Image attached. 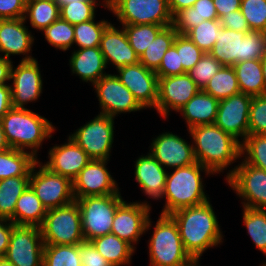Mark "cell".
Listing matches in <instances>:
<instances>
[{
  "label": "cell",
  "mask_w": 266,
  "mask_h": 266,
  "mask_svg": "<svg viewBox=\"0 0 266 266\" xmlns=\"http://www.w3.org/2000/svg\"><path fill=\"white\" fill-rule=\"evenodd\" d=\"M81 212L85 241L111 233L117 207L124 201L121 194L75 198Z\"/></svg>",
  "instance_id": "cell-8"
},
{
  "label": "cell",
  "mask_w": 266,
  "mask_h": 266,
  "mask_svg": "<svg viewBox=\"0 0 266 266\" xmlns=\"http://www.w3.org/2000/svg\"><path fill=\"white\" fill-rule=\"evenodd\" d=\"M93 86L97 94L101 114L115 118L120 113H130L144 109L134 98L131 91L120 82L116 74L107 73Z\"/></svg>",
  "instance_id": "cell-15"
},
{
  "label": "cell",
  "mask_w": 266,
  "mask_h": 266,
  "mask_svg": "<svg viewBox=\"0 0 266 266\" xmlns=\"http://www.w3.org/2000/svg\"><path fill=\"white\" fill-rule=\"evenodd\" d=\"M155 72L158 77H169L186 73L183 70L179 54L174 45L166 51L159 68Z\"/></svg>",
  "instance_id": "cell-49"
},
{
  "label": "cell",
  "mask_w": 266,
  "mask_h": 266,
  "mask_svg": "<svg viewBox=\"0 0 266 266\" xmlns=\"http://www.w3.org/2000/svg\"><path fill=\"white\" fill-rule=\"evenodd\" d=\"M60 18V6L55 1H26L24 20L29 19L37 31H44Z\"/></svg>",
  "instance_id": "cell-35"
},
{
  "label": "cell",
  "mask_w": 266,
  "mask_h": 266,
  "mask_svg": "<svg viewBox=\"0 0 266 266\" xmlns=\"http://www.w3.org/2000/svg\"><path fill=\"white\" fill-rule=\"evenodd\" d=\"M191 266H200L199 261H195Z\"/></svg>",
  "instance_id": "cell-62"
},
{
  "label": "cell",
  "mask_w": 266,
  "mask_h": 266,
  "mask_svg": "<svg viewBox=\"0 0 266 266\" xmlns=\"http://www.w3.org/2000/svg\"><path fill=\"white\" fill-rule=\"evenodd\" d=\"M219 20L223 28L240 32L251 31L247 24L246 18L243 16L240 10L225 14Z\"/></svg>",
  "instance_id": "cell-52"
},
{
  "label": "cell",
  "mask_w": 266,
  "mask_h": 266,
  "mask_svg": "<svg viewBox=\"0 0 266 266\" xmlns=\"http://www.w3.org/2000/svg\"><path fill=\"white\" fill-rule=\"evenodd\" d=\"M1 123L10 147L29 152L35 158L42 142L46 138H52L55 130L52 122L27 108L12 107L3 116Z\"/></svg>",
  "instance_id": "cell-3"
},
{
  "label": "cell",
  "mask_w": 266,
  "mask_h": 266,
  "mask_svg": "<svg viewBox=\"0 0 266 266\" xmlns=\"http://www.w3.org/2000/svg\"><path fill=\"white\" fill-rule=\"evenodd\" d=\"M35 168H39L35 170ZM30 186L46 209L68 205L75 201L70 179L51 172L38 160L30 174Z\"/></svg>",
  "instance_id": "cell-10"
},
{
  "label": "cell",
  "mask_w": 266,
  "mask_h": 266,
  "mask_svg": "<svg viewBox=\"0 0 266 266\" xmlns=\"http://www.w3.org/2000/svg\"><path fill=\"white\" fill-rule=\"evenodd\" d=\"M222 66L212 55L205 53L198 63L186 73L203 90Z\"/></svg>",
  "instance_id": "cell-46"
},
{
  "label": "cell",
  "mask_w": 266,
  "mask_h": 266,
  "mask_svg": "<svg viewBox=\"0 0 266 266\" xmlns=\"http://www.w3.org/2000/svg\"><path fill=\"white\" fill-rule=\"evenodd\" d=\"M148 241L150 266H191L195 261L184 249L176 222L159 216Z\"/></svg>",
  "instance_id": "cell-6"
},
{
  "label": "cell",
  "mask_w": 266,
  "mask_h": 266,
  "mask_svg": "<svg viewBox=\"0 0 266 266\" xmlns=\"http://www.w3.org/2000/svg\"><path fill=\"white\" fill-rule=\"evenodd\" d=\"M147 201L130 202L123 201L116 210L112 222L111 233L126 241L134 249L146 231L151 227V206Z\"/></svg>",
  "instance_id": "cell-14"
},
{
  "label": "cell",
  "mask_w": 266,
  "mask_h": 266,
  "mask_svg": "<svg viewBox=\"0 0 266 266\" xmlns=\"http://www.w3.org/2000/svg\"><path fill=\"white\" fill-rule=\"evenodd\" d=\"M179 54L180 63L185 72L192 69L205 54L187 35L177 34L173 44Z\"/></svg>",
  "instance_id": "cell-47"
},
{
  "label": "cell",
  "mask_w": 266,
  "mask_h": 266,
  "mask_svg": "<svg viewBox=\"0 0 266 266\" xmlns=\"http://www.w3.org/2000/svg\"><path fill=\"white\" fill-rule=\"evenodd\" d=\"M248 134H266V94L252 97Z\"/></svg>",
  "instance_id": "cell-48"
},
{
  "label": "cell",
  "mask_w": 266,
  "mask_h": 266,
  "mask_svg": "<svg viewBox=\"0 0 266 266\" xmlns=\"http://www.w3.org/2000/svg\"><path fill=\"white\" fill-rule=\"evenodd\" d=\"M47 42L59 50H69L74 45V25L59 18L44 31Z\"/></svg>",
  "instance_id": "cell-43"
},
{
  "label": "cell",
  "mask_w": 266,
  "mask_h": 266,
  "mask_svg": "<svg viewBox=\"0 0 266 266\" xmlns=\"http://www.w3.org/2000/svg\"><path fill=\"white\" fill-rule=\"evenodd\" d=\"M110 22L94 19L74 25V43L79 49L100 46V41Z\"/></svg>",
  "instance_id": "cell-40"
},
{
  "label": "cell",
  "mask_w": 266,
  "mask_h": 266,
  "mask_svg": "<svg viewBox=\"0 0 266 266\" xmlns=\"http://www.w3.org/2000/svg\"><path fill=\"white\" fill-rule=\"evenodd\" d=\"M260 61H261L262 73L264 77V84L266 87V54L260 59Z\"/></svg>",
  "instance_id": "cell-59"
},
{
  "label": "cell",
  "mask_w": 266,
  "mask_h": 266,
  "mask_svg": "<svg viewBox=\"0 0 266 266\" xmlns=\"http://www.w3.org/2000/svg\"><path fill=\"white\" fill-rule=\"evenodd\" d=\"M59 6L67 3H71L72 1H81V0H55ZM82 1H97V0H82Z\"/></svg>",
  "instance_id": "cell-60"
},
{
  "label": "cell",
  "mask_w": 266,
  "mask_h": 266,
  "mask_svg": "<svg viewBox=\"0 0 266 266\" xmlns=\"http://www.w3.org/2000/svg\"><path fill=\"white\" fill-rule=\"evenodd\" d=\"M44 241L40 227L15 225L5 258L14 266H43Z\"/></svg>",
  "instance_id": "cell-13"
},
{
  "label": "cell",
  "mask_w": 266,
  "mask_h": 266,
  "mask_svg": "<svg viewBox=\"0 0 266 266\" xmlns=\"http://www.w3.org/2000/svg\"><path fill=\"white\" fill-rule=\"evenodd\" d=\"M0 266H14L5 257H0Z\"/></svg>",
  "instance_id": "cell-61"
},
{
  "label": "cell",
  "mask_w": 266,
  "mask_h": 266,
  "mask_svg": "<svg viewBox=\"0 0 266 266\" xmlns=\"http://www.w3.org/2000/svg\"><path fill=\"white\" fill-rule=\"evenodd\" d=\"M12 65V60L0 58V85L8 83L6 81H11L10 76Z\"/></svg>",
  "instance_id": "cell-56"
},
{
  "label": "cell",
  "mask_w": 266,
  "mask_h": 266,
  "mask_svg": "<svg viewBox=\"0 0 266 266\" xmlns=\"http://www.w3.org/2000/svg\"><path fill=\"white\" fill-rule=\"evenodd\" d=\"M109 160H91L72 181L75 198L121 194L108 171Z\"/></svg>",
  "instance_id": "cell-17"
},
{
  "label": "cell",
  "mask_w": 266,
  "mask_h": 266,
  "mask_svg": "<svg viewBox=\"0 0 266 266\" xmlns=\"http://www.w3.org/2000/svg\"><path fill=\"white\" fill-rule=\"evenodd\" d=\"M200 90L187 73L158 77L156 110L166 119L170 110L178 112Z\"/></svg>",
  "instance_id": "cell-16"
},
{
  "label": "cell",
  "mask_w": 266,
  "mask_h": 266,
  "mask_svg": "<svg viewBox=\"0 0 266 266\" xmlns=\"http://www.w3.org/2000/svg\"><path fill=\"white\" fill-rule=\"evenodd\" d=\"M240 92L256 97L266 94L260 60L238 62L233 65Z\"/></svg>",
  "instance_id": "cell-31"
},
{
  "label": "cell",
  "mask_w": 266,
  "mask_h": 266,
  "mask_svg": "<svg viewBox=\"0 0 266 266\" xmlns=\"http://www.w3.org/2000/svg\"><path fill=\"white\" fill-rule=\"evenodd\" d=\"M30 185V176L10 177L0 180V219L14 223L15 205Z\"/></svg>",
  "instance_id": "cell-33"
},
{
  "label": "cell",
  "mask_w": 266,
  "mask_h": 266,
  "mask_svg": "<svg viewBox=\"0 0 266 266\" xmlns=\"http://www.w3.org/2000/svg\"><path fill=\"white\" fill-rule=\"evenodd\" d=\"M219 100L200 90L178 112L185 119L188 130L198 125L214 124Z\"/></svg>",
  "instance_id": "cell-27"
},
{
  "label": "cell",
  "mask_w": 266,
  "mask_h": 266,
  "mask_svg": "<svg viewBox=\"0 0 266 266\" xmlns=\"http://www.w3.org/2000/svg\"><path fill=\"white\" fill-rule=\"evenodd\" d=\"M114 120L100 113L69 136L92 160H109L114 142Z\"/></svg>",
  "instance_id": "cell-12"
},
{
  "label": "cell",
  "mask_w": 266,
  "mask_h": 266,
  "mask_svg": "<svg viewBox=\"0 0 266 266\" xmlns=\"http://www.w3.org/2000/svg\"><path fill=\"white\" fill-rule=\"evenodd\" d=\"M203 91L219 101L240 93L233 66H222L209 80Z\"/></svg>",
  "instance_id": "cell-36"
},
{
  "label": "cell",
  "mask_w": 266,
  "mask_h": 266,
  "mask_svg": "<svg viewBox=\"0 0 266 266\" xmlns=\"http://www.w3.org/2000/svg\"><path fill=\"white\" fill-rule=\"evenodd\" d=\"M26 1H52V0H26Z\"/></svg>",
  "instance_id": "cell-63"
},
{
  "label": "cell",
  "mask_w": 266,
  "mask_h": 266,
  "mask_svg": "<svg viewBox=\"0 0 266 266\" xmlns=\"http://www.w3.org/2000/svg\"><path fill=\"white\" fill-rule=\"evenodd\" d=\"M243 222L258 250L266 256V210L243 207Z\"/></svg>",
  "instance_id": "cell-38"
},
{
  "label": "cell",
  "mask_w": 266,
  "mask_h": 266,
  "mask_svg": "<svg viewBox=\"0 0 266 266\" xmlns=\"http://www.w3.org/2000/svg\"><path fill=\"white\" fill-rule=\"evenodd\" d=\"M116 77L126 86L144 108L156 109L158 99V76L140 62L117 69Z\"/></svg>",
  "instance_id": "cell-18"
},
{
  "label": "cell",
  "mask_w": 266,
  "mask_h": 266,
  "mask_svg": "<svg viewBox=\"0 0 266 266\" xmlns=\"http://www.w3.org/2000/svg\"><path fill=\"white\" fill-rule=\"evenodd\" d=\"M213 0H197L192 7L177 11L172 16V27L179 34H187L193 27L205 20H217Z\"/></svg>",
  "instance_id": "cell-28"
},
{
  "label": "cell",
  "mask_w": 266,
  "mask_h": 266,
  "mask_svg": "<svg viewBox=\"0 0 266 266\" xmlns=\"http://www.w3.org/2000/svg\"><path fill=\"white\" fill-rule=\"evenodd\" d=\"M37 161L38 158H35L31 153L13 148L0 152V180L30 176Z\"/></svg>",
  "instance_id": "cell-32"
},
{
  "label": "cell",
  "mask_w": 266,
  "mask_h": 266,
  "mask_svg": "<svg viewBox=\"0 0 266 266\" xmlns=\"http://www.w3.org/2000/svg\"><path fill=\"white\" fill-rule=\"evenodd\" d=\"M241 157H245V163L266 171V134H248L241 141Z\"/></svg>",
  "instance_id": "cell-41"
},
{
  "label": "cell",
  "mask_w": 266,
  "mask_h": 266,
  "mask_svg": "<svg viewBox=\"0 0 266 266\" xmlns=\"http://www.w3.org/2000/svg\"><path fill=\"white\" fill-rule=\"evenodd\" d=\"M188 132L193 140L196 162L212 174L227 170V167L241 158V141L215 124L198 125Z\"/></svg>",
  "instance_id": "cell-2"
},
{
  "label": "cell",
  "mask_w": 266,
  "mask_h": 266,
  "mask_svg": "<svg viewBox=\"0 0 266 266\" xmlns=\"http://www.w3.org/2000/svg\"><path fill=\"white\" fill-rule=\"evenodd\" d=\"M240 11L251 31L266 33V0H241Z\"/></svg>",
  "instance_id": "cell-45"
},
{
  "label": "cell",
  "mask_w": 266,
  "mask_h": 266,
  "mask_svg": "<svg viewBox=\"0 0 266 266\" xmlns=\"http://www.w3.org/2000/svg\"><path fill=\"white\" fill-rule=\"evenodd\" d=\"M91 242L112 266L131 264V256L135 252V249L115 234L108 233L104 236L94 238Z\"/></svg>",
  "instance_id": "cell-30"
},
{
  "label": "cell",
  "mask_w": 266,
  "mask_h": 266,
  "mask_svg": "<svg viewBox=\"0 0 266 266\" xmlns=\"http://www.w3.org/2000/svg\"><path fill=\"white\" fill-rule=\"evenodd\" d=\"M67 141L62 145L51 147L48 151L49 160L43 165L51 172L73 181L92 159L70 136Z\"/></svg>",
  "instance_id": "cell-23"
},
{
  "label": "cell",
  "mask_w": 266,
  "mask_h": 266,
  "mask_svg": "<svg viewBox=\"0 0 266 266\" xmlns=\"http://www.w3.org/2000/svg\"><path fill=\"white\" fill-rule=\"evenodd\" d=\"M40 230L44 244L78 245L85 241L77 202L48 209Z\"/></svg>",
  "instance_id": "cell-7"
},
{
  "label": "cell",
  "mask_w": 266,
  "mask_h": 266,
  "mask_svg": "<svg viewBox=\"0 0 266 266\" xmlns=\"http://www.w3.org/2000/svg\"><path fill=\"white\" fill-rule=\"evenodd\" d=\"M26 0H0V18H24Z\"/></svg>",
  "instance_id": "cell-51"
},
{
  "label": "cell",
  "mask_w": 266,
  "mask_h": 266,
  "mask_svg": "<svg viewBox=\"0 0 266 266\" xmlns=\"http://www.w3.org/2000/svg\"><path fill=\"white\" fill-rule=\"evenodd\" d=\"M12 108L10 84L0 85V120Z\"/></svg>",
  "instance_id": "cell-55"
},
{
  "label": "cell",
  "mask_w": 266,
  "mask_h": 266,
  "mask_svg": "<svg viewBox=\"0 0 266 266\" xmlns=\"http://www.w3.org/2000/svg\"><path fill=\"white\" fill-rule=\"evenodd\" d=\"M177 224L184 249L199 261L207 249L221 244L223 235L210 201L179 209L169 215Z\"/></svg>",
  "instance_id": "cell-1"
},
{
  "label": "cell",
  "mask_w": 266,
  "mask_h": 266,
  "mask_svg": "<svg viewBox=\"0 0 266 266\" xmlns=\"http://www.w3.org/2000/svg\"><path fill=\"white\" fill-rule=\"evenodd\" d=\"M69 65L72 74L92 85L107 75L105 69L108 67L99 46L74 50Z\"/></svg>",
  "instance_id": "cell-26"
},
{
  "label": "cell",
  "mask_w": 266,
  "mask_h": 266,
  "mask_svg": "<svg viewBox=\"0 0 266 266\" xmlns=\"http://www.w3.org/2000/svg\"><path fill=\"white\" fill-rule=\"evenodd\" d=\"M43 266H82L79 244H44Z\"/></svg>",
  "instance_id": "cell-37"
},
{
  "label": "cell",
  "mask_w": 266,
  "mask_h": 266,
  "mask_svg": "<svg viewBox=\"0 0 266 266\" xmlns=\"http://www.w3.org/2000/svg\"><path fill=\"white\" fill-rule=\"evenodd\" d=\"M197 0H168L172 16L179 10L192 7Z\"/></svg>",
  "instance_id": "cell-57"
},
{
  "label": "cell",
  "mask_w": 266,
  "mask_h": 266,
  "mask_svg": "<svg viewBox=\"0 0 266 266\" xmlns=\"http://www.w3.org/2000/svg\"><path fill=\"white\" fill-rule=\"evenodd\" d=\"M209 54L223 66L260 60L266 54V33L262 31L240 32L222 27Z\"/></svg>",
  "instance_id": "cell-5"
},
{
  "label": "cell",
  "mask_w": 266,
  "mask_h": 266,
  "mask_svg": "<svg viewBox=\"0 0 266 266\" xmlns=\"http://www.w3.org/2000/svg\"><path fill=\"white\" fill-rule=\"evenodd\" d=\"M13 230V223L10 220L0 219V257H4Z\"/></svg>",
  "instance_id": "cell-53"
},
{
  "label": "cell",
  "mask_w": 266,
  "mask_h": 266,
  "mask_svg": "<svg viewBox=\"0 0 266 266\" xmlns=\"http://www.w3.org/2000/svg\"><path fill=\"white\" fill-rule=\"evenodd\" d=\"M97 1H72L60 6V18L76 25L95 19Z\"/></svg>",
  "instance_id": "cell-44"
},
{
  "label": "cell",
  "mask_w": 266,
  "mask_h": 266,
  "mask_svg": "<svg viewBox=\"0 0 266 266\" xmlns=\"http://www.w3.org/2000/svg\"><path fill=\"white\" fill-rule=\"evenodd\" d=\"M82 266H112L95 248L91 241L79 243Z\"/></svg>",
  "instance_id": "cell-50"
},
{
  "label": "cell",
  "mask_w": 266,
  "mask_h": 266,
  "mask_svg": "<svg viewBox=\"0 0 266 266\" xmlns=\"http://www.w3.org/2000/svg\"><path fill=\"white\" fill-rule=\"evenodd\" d=\"M177 31L172 25L164 27L155 40L151 42L149 47L139 57V62L147 69L156 71L162 61L166 51L174 44Z\"/></svg>",
  "instance_id": "cell-34"
},
{
  "label": "cell",
  "mask_w": 266,
  "mask_h": 266,
  "mask_svg": "<svg viewBox=\"0 0 266 266\" xmlns=\"http://www.w3.org/2000/svg\"><path fill=\"white\" fill-rule=\"evenodd\" d=\"M99 47L106 65L111 63L115 69L139 63V56L130 46L123 27L119 29L110 23L103 32Z\"/></svg>",
  "instance_id": "cell-24"
},
{
  "label": "cell",
  "mask_w": 266,
  "mask_h": 266,
  "mask_svg": "<svg viewBox=\"0 0 266 266\" xmlns=\"http://www.w3.org/2000/svg\"><path fill=\"white\" fill-rule=\"evenodd\" d=\"M10 80L12 107L25 108L24 105L36 101L42 94L43 80L38 61H21L17 67L12 65Z\"/></svg>",
  "instance_id": "cell-19"
},
{
  "label": "cell",
  "mask_w": 266,
  "mask_h": 266,
  "mask_svg": "<svg viewBox=\"0 0 266 266\" xmlns=\"http://www.w3.org/2000/svg\"><path fill=\"white\" fill-rule=\"evenodd\" d=\"M173 170L167 174L162 195V199L165 197L166 201L161 215H170L179 209L198 206L209 201L200 173L205 172L207 176L212 174L208 169L195 162Z\"/></svg>",
  "instance_id": "cell-4"
},
{
  "label": "cell",
  "mask_w": 266,
  "mask_h": 266,
  "mask_svg": "<svg viewBox=\"0 0 266 266\" xmlns=\"http://www.w3.org/2000/svg\"><path fill=\"white\" fill-rule=\"evenodd\" d=\"M46 214V207L29 185L16 202L14 224L40 227Z\"/></svg>",
  "instance_id": "cell-29"
},
{
  "label": "cell",
  "mask_w": 266,
  "mask_h": 266,
  "mask_svg": "<svg viewBox=\"0 0 266 266\" xmlns=\"http://www.w3.org/2000/svg\"><path fill=\"white\" fill-rule=\"evenodd\" d=\"M251 100L252 96L242 92L220 100L214 124L237 140H244L248 135Z\"/></svg>",
  "instance_id": "cell-20"
},
{
  "label": "cell",
  "mask_w": 266,
  "mask_h": 266,
  "mask_svg": "<svg viewBox=\"0 0 266 266\" xmlns=\"http://www.w3.org/2000/svg\"><path fill=\"white\" fill-rule=\"evenodd\" d=\"M151 155L165 168L176 169L196 162L193 144L172 132H165L152 140Z\"/></svg>",
  "instance_id": "cell-21"
},
{
  "label": "cell",
  "mask_w": 266,
  "mask_h": 266,
  "mask_svg": "<svg viewBox=\"0 0 266 266\" xmlns=\"http://www.w3.org/2000/svg\"><path fill=\"white\" fill-rule=\"evenodd\" d=\"M213 3L219 19L225 14L240 10L241 6V0H213Z\"/></svg>",
  "instance_id": "cell-54"
},
{
  "label": "cell",
  "mask_w": 266,
  "mask_h": 266,
  "mask_svg": "<svg viewBox=\"0 0 266 266\" xmlns=\"http://www.w3.org/2000/svg\"><path fill=\"white\" fill-rule=\"evenodd\" d=\"M130 46L140 57L147 47L156 39L157 34L165 27L156 24L122 25Z\"/></svg>",
  "instance_id": "cell-39"
},
{
  "label": "cell",
  "mask_w": 266,
  "mask_h": 266,
  "mask_svg": "<svg viewBox=\"0 0 266 266\" xmlns=\"http://www.w3.org/2000/svg\"><path fill=\"white\" fill-rule=\"evenodd\" d=\"M122 25H172L168 0H103Z\"/></svg>",
  "instance_id": "cell-9"
},
{
  "label": "cell",
  "mask_w": 266,
  "mask_h": 266,
  "mask_svg": "<svg viewBox=\"0 0 266 266\" xmlns=\"http://www.w3.org/2000/svg\"><path fill=\"white\" fill-rule=\"evenodd\" d=\"M135 180L148 198L159 200L165 189L168 171L149 152L135 161Z\"/></svg>",
  "instance_id": "cell-25"
},
{
  "label": "cell",
  "mask_w": 266,
  "mask_h": 266,
  "mask_svg": "<svg viewBox=\"0 0 266 266\" xmlns=\"http://www.w3.org/2000/svg\"><path fill=\"white\" fill-rule=\"evenodd\" d=\"M222 28L220 20H205L193 27L186 35L203 52L209 53L216 43L219 30Z\"/></svg>",
  "instance_id": "cell-42"
},
{
  "label": "cell",
  "mask_w": 266,
  "mask_h": 266,
  "mask_svg": "<svg viewBox=\"0 0 266 266\" xmlns=\"http://www.w3.org/2000/svg\"><path fill=\"white\" fill-rule=\"evenodd\" d=\"M226 175V182L244 202L243 207L266 210V171L240 162Z\"/></svg>",
  "instance_id": "cell-11"
},
{
  "label": "cell",
  "mask_w": 266,
  "mask_h": 266,
  "mask_svg": "<svg viewBox=\"0 0 266 266\" xmlns=\"http://www.w3.org/2000/svg\"><path fill=\"white\" fill-rule=\"evenodd\" d=\"M24 18H0V58L11 60V55H25L21 61H30L34 36L29 32ZM4 55V56H3Z\"/></svg>",
  "instance_id": "cell-22"
},
{
  "label": "cell",
  "mask_w": 266,
  "mask_h": 266,
  "mask_svg": "<svg viewBox=\"0 0 266 266\" xmlns=\"http://www.w3.org/2000/svg\"><path fill=\"white\" fill-rule=\"evenodd\" d=\"M10 145L8 144L5 133L3 131V126L0 120V152L10 149Z\"/></svg>",
  "instance_id": "cell-58"
}]
</instances>
